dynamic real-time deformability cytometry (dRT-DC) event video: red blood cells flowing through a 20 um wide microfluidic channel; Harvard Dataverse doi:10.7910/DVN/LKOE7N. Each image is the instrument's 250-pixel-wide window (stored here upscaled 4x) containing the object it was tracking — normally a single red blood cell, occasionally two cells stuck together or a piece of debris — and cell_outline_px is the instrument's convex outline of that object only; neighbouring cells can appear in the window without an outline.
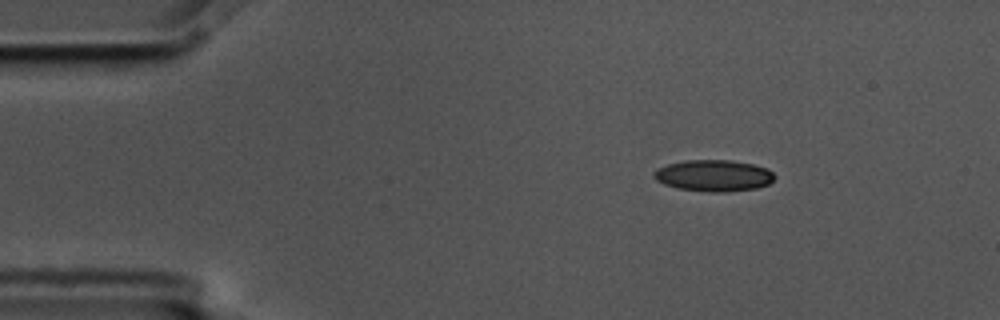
{"species": "common noctule bat (a hibernating species)", "species_latin": "Nyctalus noctula", "temperature_condition": "cold", "stored_images_in_passage": 3, "camera_frame_rate_fps": 3000, "um_per_image_px": 0.085, "animal": {"sex": "male", "body_mass_g": 17.5, "forearm_length_mm": 52.3}, "frame": {"image": 1, "passage_image": 1, "time_ms": 0.0, "image_size_px": [1000, 320], "cell_outline_px": [[776, 176], [768, 184], [756, 188], [724, 192], [712, 192], [676, 188], [664, 184], [656, 180], [652, 176], [652, 172], [668, 164], [688, 160], [732, 160], [752, 164], [768, 168]], "centroid_in_image_um": [60.66, 14.92], "position_along_channel_um": 24.3, "area_um2": 22.08}}